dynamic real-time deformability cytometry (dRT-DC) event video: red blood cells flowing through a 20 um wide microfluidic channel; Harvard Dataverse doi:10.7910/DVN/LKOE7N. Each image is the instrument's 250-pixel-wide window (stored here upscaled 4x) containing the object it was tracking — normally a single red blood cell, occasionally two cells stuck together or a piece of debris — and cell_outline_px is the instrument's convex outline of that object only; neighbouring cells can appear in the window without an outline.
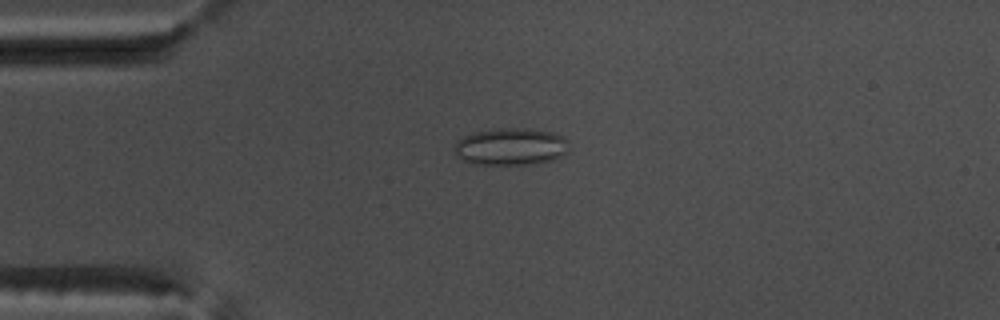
{"species": "common noctule bat (a hibernating species)", "species_latin": "Nyctalus noctula", "temperature_condition": "warm", "stored_images_in_passage": 54, "camera_frame_rate_fps": 3000, "um_per_image_px": 0.085, "animal": {"sex": "male", "body_mass_g": 17.5, "forearm_length_mm": 52.3}, "frame": {"image": 1, "passage_image": 14, "time_ms": 4.333, "image_size_px": [1000, 320], "cell_outline_px": [[568, 140], [564, 152], [560, 156], [552, 160], [528, 164], [476, 164], [464, 160], [456, 152], [456, 144], [464, 136], [476, 132], [496, 128], [524, 128], [552, 132], [564, 136]], "centroid_in_image_um": [43.44, 12.45], "position_along_channel_um": 41.6, "area_um2": 24.28}}
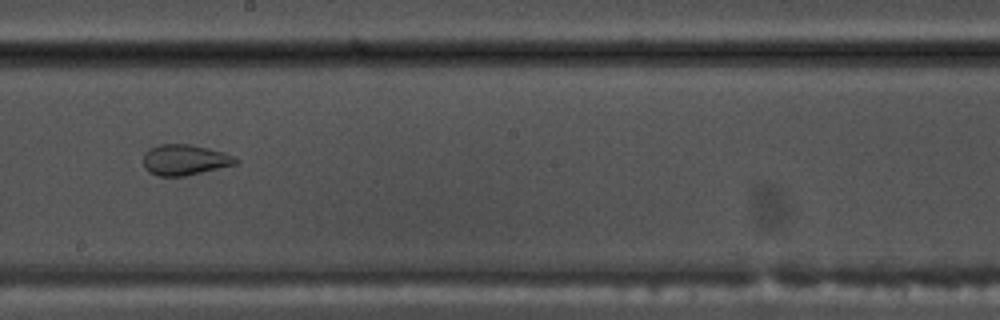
{"frame": {"image": 2, "passage_image": 31, "time_ms": 10.0, "image_size_px": [1000, 320], "cell_outline_px": [[240, 160], [236, 164], [184, 176], [156, 176], [148, 172], [144, 168], [144, 152], [148, 148], [160, 144], [188, 144], [208, 148], [224, 152]], "centroid_in_image_um": [15.66, 13.58], "position_along_channel_um": 232.5, "area_um2": 16.53}}
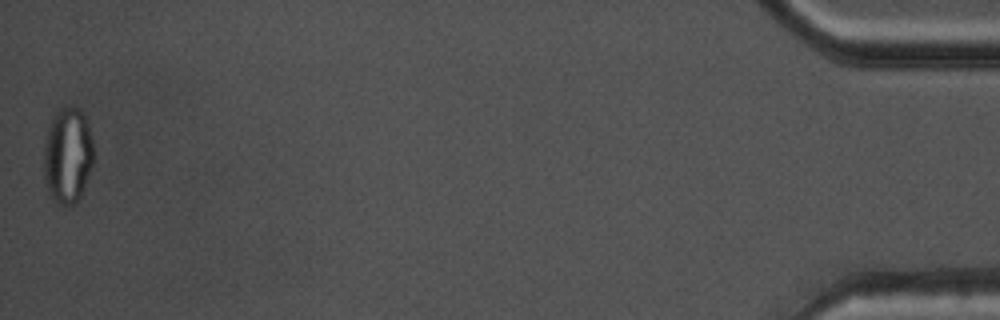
{"frame": {"image": 3, "passage_image": 54, "time_ms": 17.667, "image_size_px": [1000, 320], "cell_outline_px": [[92, 164], [80, 196], [72, 204], [56, 204], [48, 188], [44, 176], [44, 144], [48, 128], [52, 120], [60, 108], [80, 108], [84, 112], [92, 140]], "centroid_in_image_um": [5.74, 13.19], "position_along_channel_um": 429.5, "area_um2": 27.17}, "authors_computed_cell_mechanics": {"area_um2": 23.8425, "velocity_mm_per_s": 3.804, "shape_relaxation_time_tau1_ms": null, "shape_relaxation_time_tau2_ms": 1.1307, "deformation_change_tau1": null, "deformation_change_tau2": 0.0742}}